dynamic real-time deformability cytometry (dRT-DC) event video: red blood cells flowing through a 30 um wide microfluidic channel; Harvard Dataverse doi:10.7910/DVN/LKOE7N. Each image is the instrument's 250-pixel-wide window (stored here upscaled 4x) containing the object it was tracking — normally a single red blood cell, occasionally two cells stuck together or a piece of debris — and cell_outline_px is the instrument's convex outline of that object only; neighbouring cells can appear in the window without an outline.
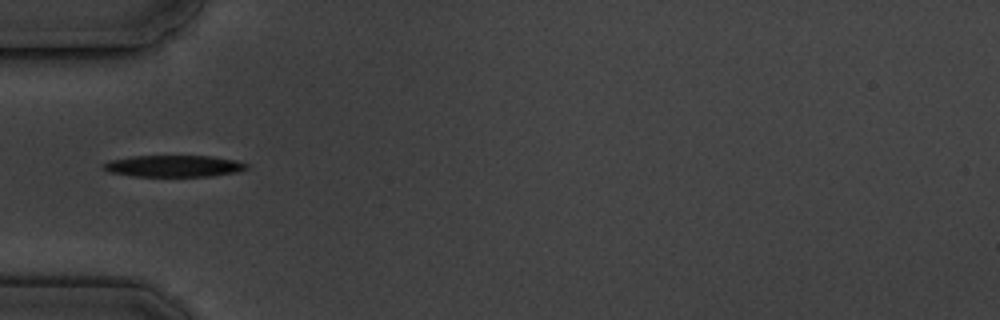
{"species": "common noctule bat (a hibernating species)", "species_latin": "Nyctalus noctula", "temperature_condition": "cold", "stored_images_in_passage": 8, "camera_frame_rate_fps": 3000, "um_per_image_px": 0.085, "animal": {"sex": "male", "body_mass_g": 19.5, "forearm_length_mm": 54.6}, "frame": {"image": 1, "passage_image": 4, "time_ms": 4.333, "image_size_px": [1000, 320], "cell_outline_px": [[248, 168], [240, 172], [212, 176], [132, 176], [108, 172], [100, 164], [108, 160], [132, 156], [212, 156], [236, 160], [248, 164]], "centroid_in_image_um": [14.77, 14.11], "position_along_channel_um": 70.2, "area_um2": 18.26}}
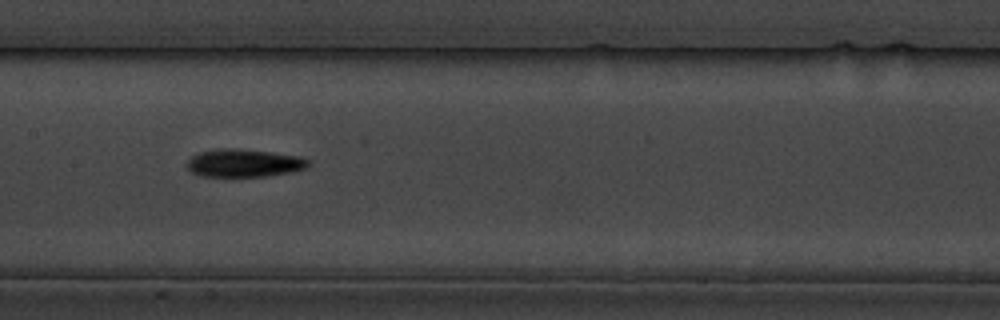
{"frame": {"image": 2, "passage_image": 7, "time_ms": 7.667, "image_size_px": [1000, 320], "cell_outline_px": [[312, 164], [308, 168], [288, 172], [264, 176], [204, 176], [192, 172], [188, 168], [188, 160], [192, 156], [200, 152], [216, 148], [236, 148], [272, 152], [300, 156], [308, 160]], "centroid_in_image_um": [20.77, 13.84], "position_along_channel_um": 186.6, "area_um2": 19.65}}